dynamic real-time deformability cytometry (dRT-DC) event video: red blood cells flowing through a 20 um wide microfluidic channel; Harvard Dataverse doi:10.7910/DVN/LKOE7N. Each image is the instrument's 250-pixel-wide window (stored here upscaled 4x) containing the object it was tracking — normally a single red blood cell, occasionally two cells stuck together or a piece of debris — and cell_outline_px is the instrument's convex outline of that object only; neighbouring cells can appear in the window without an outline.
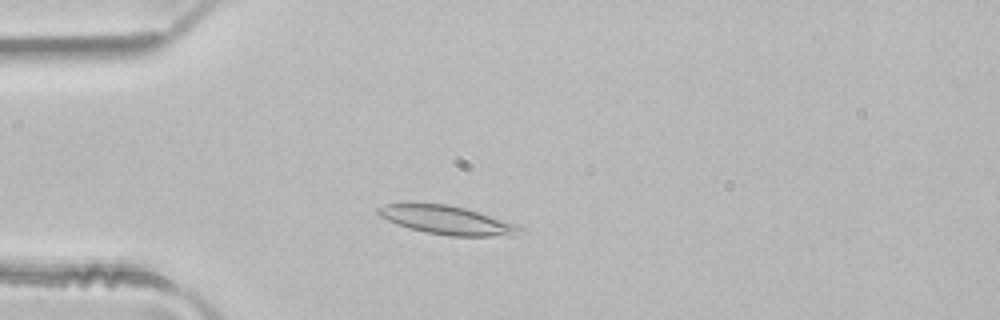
{"species": "common noctule bat (a hibernating species)", "species_latin": "Nyctalus noctula", "temperature_condition": "room temperature", "stored_images_in_passage": 44, "camera_frame_rate_fps": 3000, "um_per_image_px": 0.085, "animal": {"sex": "male", "body_mass_g": 21.5, "forearm_length_mm": 52.0}, "frame": {"image": 1, "passage_image": 8, "time_ms": 2.333, "image_size_px": [1000, 320], "cell_outline_px": [[528, 232], [516, 236], [448, 236], [408, 228], [396, 224], [380, 216], [376, 212], [376, 208], [384, 204], [448, 204], [464, 208], [516, 224], [528, 228]], "centroid_in_image_um": [38.09, 18.74], "position_along_channel_um": 46.9, "area_um2": 23.7}}
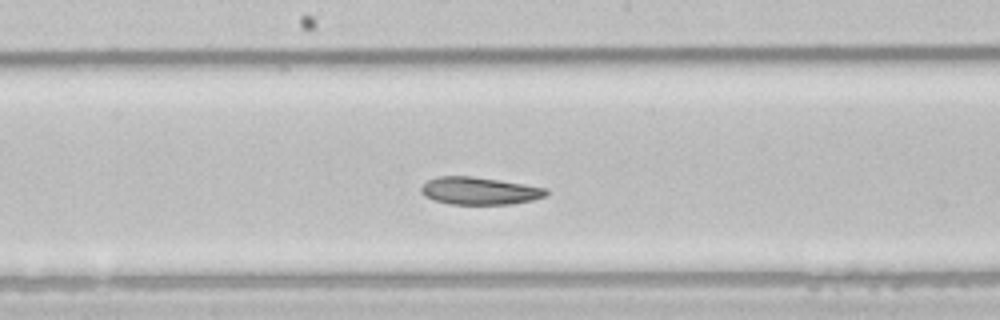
{"frame": {"image": 2, "passage_image": 21, "time_ms": 6.667, "image_size_px": [1000, 320], "cell_outline_px": [[548, 192], [544, 196], [532, 200], [512, 204], [452, 204], [432, 200], [424, 196], [420, 192], [420, 188], [428, 180], [436, 176], [472, 176], [524, 184], [548, 188]], "centroid_in_image_um": [40.72, 16.22], "position_along_channel_um": 207.5, "area_um2": 20.06}}
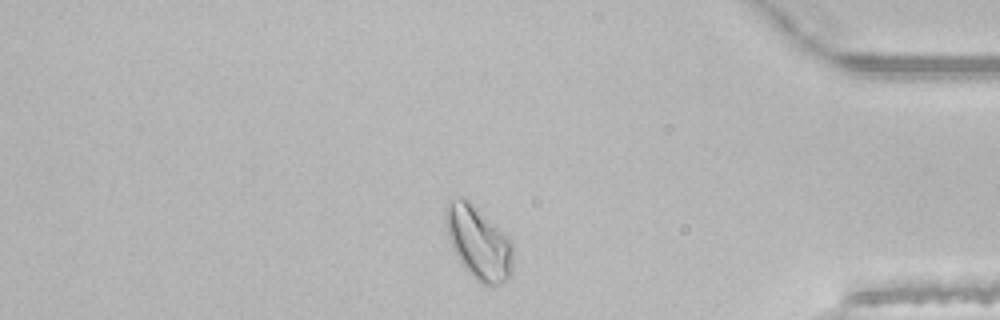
{"frame": {"image": 3, "passage_image": 37, "time_ms": 12.0, "image_size_px": [1000, 320], "cell_outline_px": [[512, 272], [500, 284], [480, 284], [464, 268], [448, 236], [444, 220], [444, 208], [448, 200], [460, 196], [464, 196], [512, 244]], "centroid_in_image_um": [40.61, 20.61], "position_along_channel_um": 394.6, "area_um2": 27.74}, "authors_computed_cell_mechanics": {"area_um2": 22.4553, "velocity_mm_per_s": 4.0836, "shape_relaxation_time_tau1_ms": 5.3144, "shape_relaxation_time_tau2_ms": 4.8145, "deformation_change_tau1": 0.1357, "deformation_change_tau2": 0.1012}}